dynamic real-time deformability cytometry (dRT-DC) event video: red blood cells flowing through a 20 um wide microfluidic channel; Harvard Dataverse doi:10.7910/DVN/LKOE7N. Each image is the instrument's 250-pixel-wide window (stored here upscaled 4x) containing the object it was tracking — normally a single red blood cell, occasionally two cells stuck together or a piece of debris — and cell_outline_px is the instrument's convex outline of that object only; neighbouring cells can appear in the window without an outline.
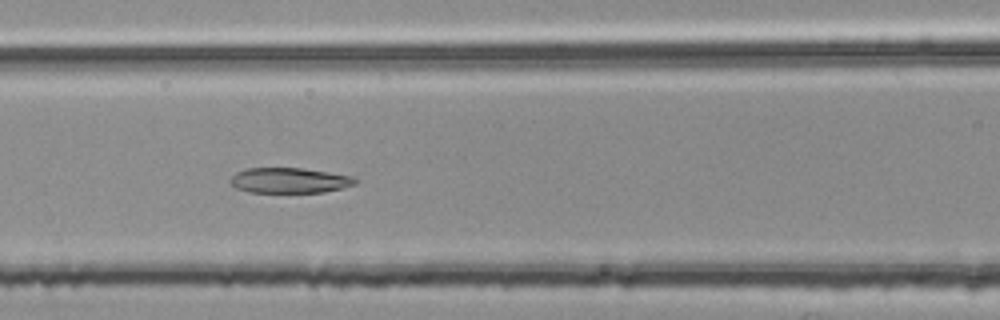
{"species": "common noctule bat (a hibernating species)", "species_latin": "Nyctalus noctula", "temperature_condition": "room temperature", "stored_images_in_passage": 53, "segment_of_instrument_passage": [2, 2], "camera_frame_rate_fps": 3000, "um_per_image_px": 0.085, "animal": {"sex": "female", "body_mass_g": 25.1}, "frame": {"image": 1, "passage_image": 24, "time_ms": 7.667, "image_size_px": [1000, 320], "cell_outline_px": [[360, 180], [356, 184], [324, 192], [248, 192], [236, 188], [228, 180], [236, 172], [248, 168], [304, 168], [352, 176]], "centroid_in_image_um": [24.6, 15.33], "position_along_channel_um": 142.0, "area_um2": 18.44}}
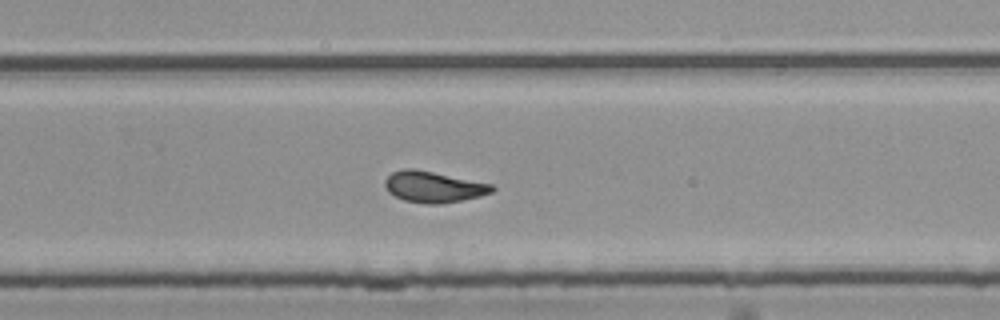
{"frame": {"image": 2, "passage_image": 36, "time_ms": 11.667, "image_size_px": [1000, 320], "cell_outline_px": [[496, 188], [492, 192], [480, 196], [440, 204], [424, 204], [404, 200], [388, 192], [384, 184], [384, 180], [392, 172], [404, 168], [412, 168], [492, 184]], "centroid_in_image_um": [36.82, 15.89], "position_along_channel_um": 293.0, "area_um2": 19.25}}
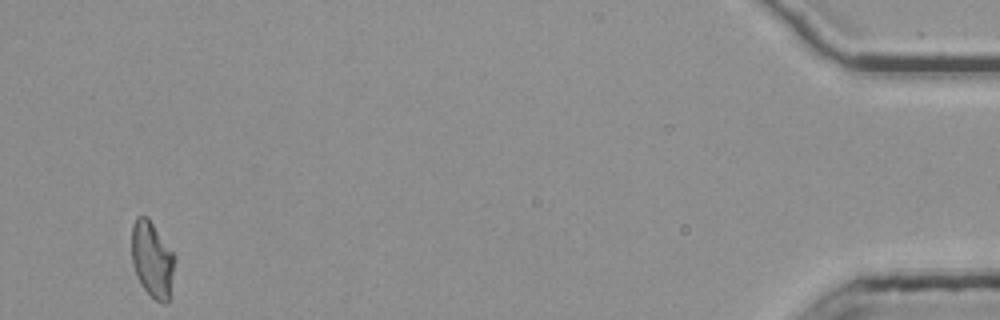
{"frame": {"image": 3, "passage_image": 53, "time_ms": 17.333, "image_size_px": [1000, 320], "cell_outline_px": [[176, 260], [168, 300], [164, 304], [156, 300], [140, 284], [136, 276], [132, 264], [132, 224], [136, 216], [148, 216], [176, 256]], "centroid_in_image_um": [12.94, 22.02], "position_along_channel_um": 422.3, "area_um2": 19.19}}